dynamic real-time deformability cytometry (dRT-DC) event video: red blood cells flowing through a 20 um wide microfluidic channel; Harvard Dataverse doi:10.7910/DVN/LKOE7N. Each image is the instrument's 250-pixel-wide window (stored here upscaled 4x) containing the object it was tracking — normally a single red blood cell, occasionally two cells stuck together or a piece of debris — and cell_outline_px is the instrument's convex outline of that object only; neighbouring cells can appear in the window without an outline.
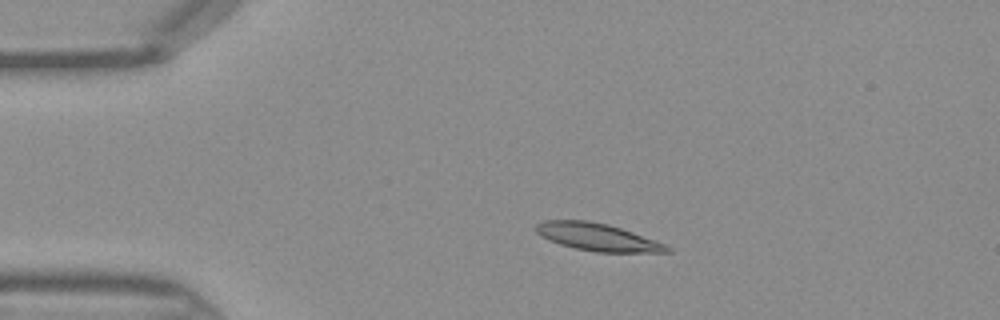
{"species": "Egyptian fruit bat (a non-hibernating species)", "species_latin": "Rousettus aegyptiacus", "temperature_condition": "warm", "stored_images_in_passage": 37, "camera_frame_rate_fps": 3000, "um_per_image_px": 0.085, "frame": {"image": 1, "passage_image": 1, "time_ms": 0.0, "image_size_px": [1000, 320], "cell_outline_px": [[672, 252], [596, 252], [576, 248], [560, 244], [536, 232], [536, 224], [544, 220], [588, 220], [608, 224], [668, 244], [672, 248]], "centroid_in_image_um": [50.85, 20.15], "position_along_channel_um": 34.1, "area_um2": 20.81}}
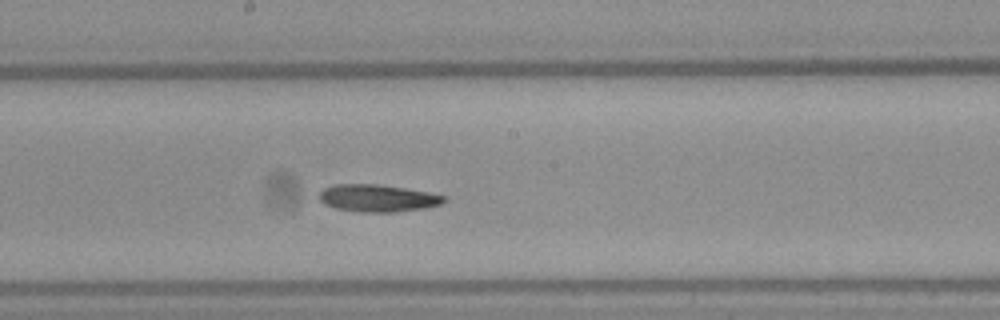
{"frame": {"image": 2, "passage_image": 16, "time_ms": 5.0, "image_size_px": [1000, 320], "cell_outline_px": [[448, 200], [440, 204], [424, 208], [392, 212], [360, 212], [336, 208], [324, 204], [320, 200], [320, 192], [324, 188], [336, 184], [380, 184], [428, 192], [444, 196]], "centroid_in_image_um": [32.1, 16.84], "position_along_channel_um": 216.1, "area_um2": 19.71}}
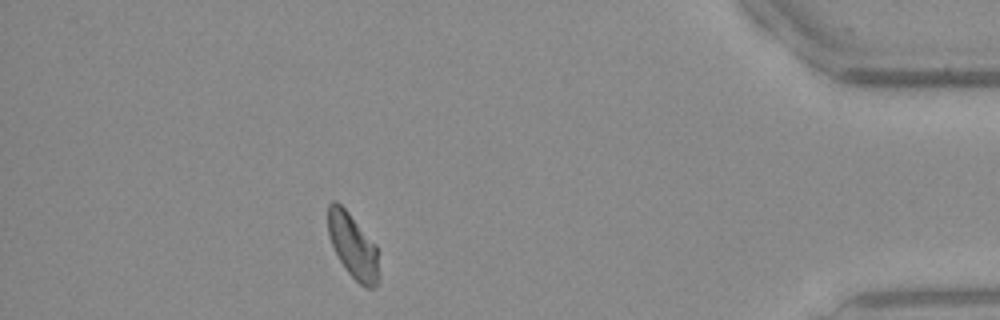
{"frame": {"image": 3, "passage_image": 32, "time_ms": 10.333, "image_size_px": [1000, 320], "cell_outline_px": [[380, 280], [372, 288], [364, 288], [348, 272], [340, 260], [332, 244], [328, 232], [328, 204], [332, 200], [336, 200], [348, 212], [376, 244], [380, 276]], "centroid_in_image_um": [30.03, 20.92], "position_along_channel_um": 405.2, "area_um2": 19.13}}